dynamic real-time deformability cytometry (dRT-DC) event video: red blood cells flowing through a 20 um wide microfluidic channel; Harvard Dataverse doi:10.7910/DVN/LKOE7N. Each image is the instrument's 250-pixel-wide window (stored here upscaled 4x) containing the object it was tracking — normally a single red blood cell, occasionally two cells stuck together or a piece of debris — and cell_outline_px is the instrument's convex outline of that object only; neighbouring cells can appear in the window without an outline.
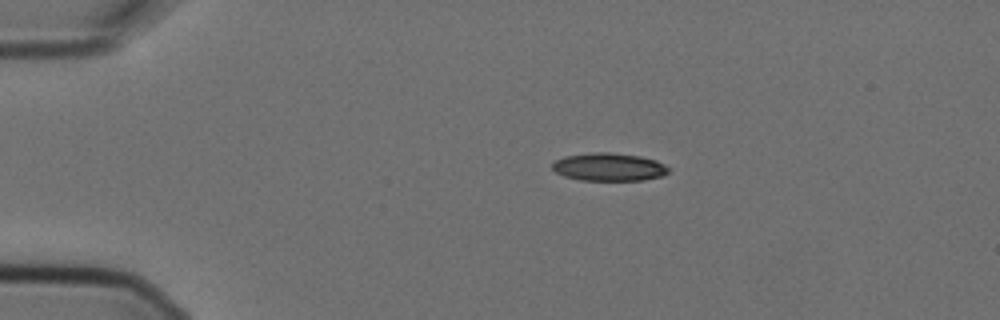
{"species": "Egyptian fruit bat (a non-hibernating species)", "species_latin": "Rousettus aegyptiacus", "temperature_condition": "cold", "stored_images_in_passage": 8, "camera_frame_rate_fps": 3000, "um_per_image_px": 0.085, "animal": {"sex": "female"}, "frame": {"image": 1, "passage_image": 2, "time_ms": 0.333, "image_size_px": [1000, 320], "cell_outline_px": [[668, 172], [664, 176], [644, 180], [580, 180], [564, 176], [556, 172], [552, 168], [552, 164], [556, 160], [564, 156], [592, 152], [612, 152], [640, 156], [656, 160], [664, 164], [668, 168]], "centroid_in_image_um": [51.77, 14.19], "position_along_channel_um": 33.2, "area_um2": 19.02}}
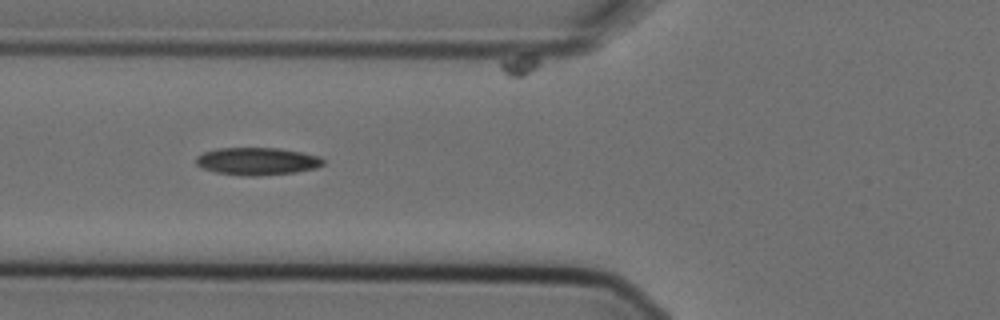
{"frame": {"image": 2, "passage_image": 5, "time_ms": 1.333, "image_size_px": [1000, 320], "cell_outline_px": [[324, 164], [316, 168], [296, 172], [252, 176], [248, 176], [216, 172], [204, 168], [196, 164], [196, 156], [204, 152], [216, 148], [280, 148], [320, 156], [324, 160]], "centroid_in_image_um": [21.87, 13.7], "position_along_channel_um": 103.9, "area_um2": 20.29}}
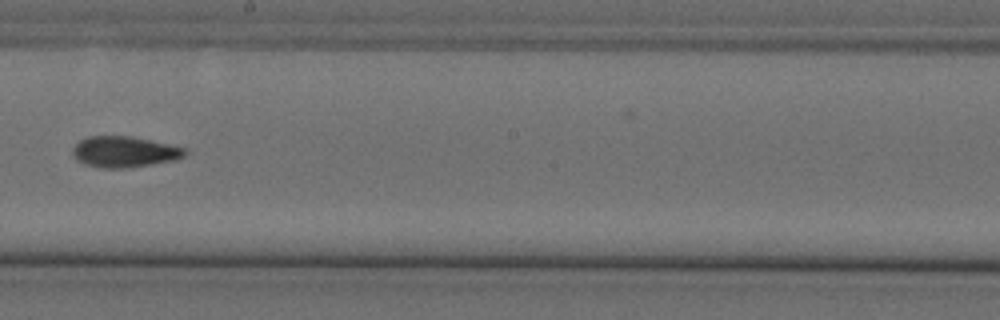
{"frame": {"image": 3, "passage_image": 8, "time_ms": 2.333, "image_size_px": [1000, 320], "cell_outline_px": [[188, 152], [184, 156], [176, 160], [128, 168], [100, 168], [84, 164], [76, 160], [72, 156], [72, 148], [80, 140], [88, 136], [132, 136], [188, 148]], "centroid_in_image_um": [10.58, 12.91], "position_along_channel_um": 237.6, "area_um2": 20.58}}